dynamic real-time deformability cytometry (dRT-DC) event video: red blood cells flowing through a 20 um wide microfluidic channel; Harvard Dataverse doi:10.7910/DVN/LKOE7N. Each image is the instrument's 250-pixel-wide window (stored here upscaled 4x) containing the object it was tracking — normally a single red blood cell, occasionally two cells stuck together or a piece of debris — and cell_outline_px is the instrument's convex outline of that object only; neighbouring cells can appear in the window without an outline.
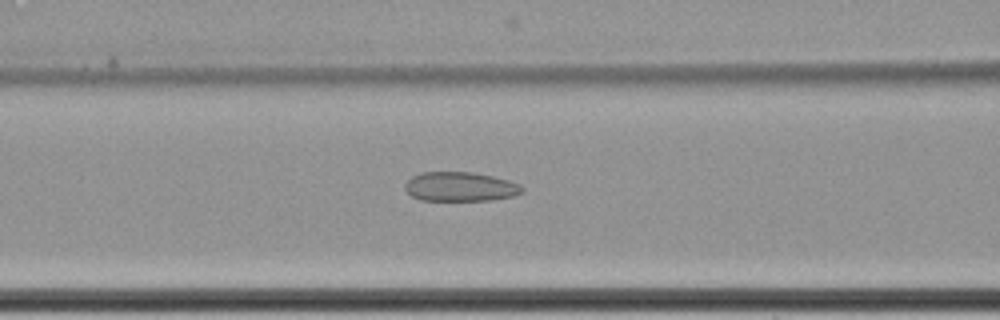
{"species": "common noctule bat (a hibernating species)", "species_latin": "Nyctalus noctula", "temperature_condition": "cold", "stored_images_in_passage": 49, "camera_frame_rate_fps": 3000, "um_per_image_px": 0.085, "animal": {"sex": "female", "body_mass_g": 22.7, "forearm_length_mm": 54.2}, "frame": {"image": 1, "passage_image": 15, "time_ms": 4.667, "image_size_px": [1000, 320], "cell_outline_px": [[524, 192], [516, 196], [492, 200], [420, 200], [412, 196], [404, 188], [404, 184], [412, 176], [420, 172], [472, 172], [492, 176], [508, 180], [520, 184], [524, 188]], "centroid_in_image_um": [39.15, 15.87], "position_along_channel_um": 127.5, "area_um2": 20.17}}
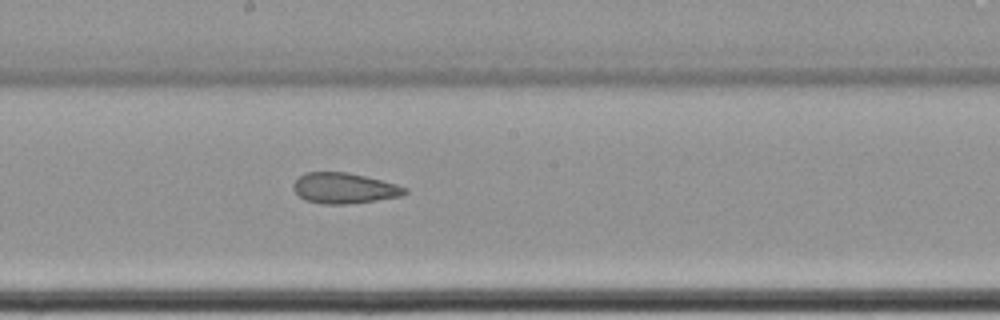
{"frame": {"image": 2, "passage_image": 23, "time_ms": 7.333, "image_size_px": [1000, 320], "cell_outline_px": [[408, 192], [404, 196], [348, 204], [324, 204], [304, 200], [292, 188], [292, 184], [304, 172], [348, 172], [396, 184], [408, 188]], "centroid_in_image_um": [29.27, 16.0], "position_along_channel_um": 218.9, "area_um2": 19.94}}
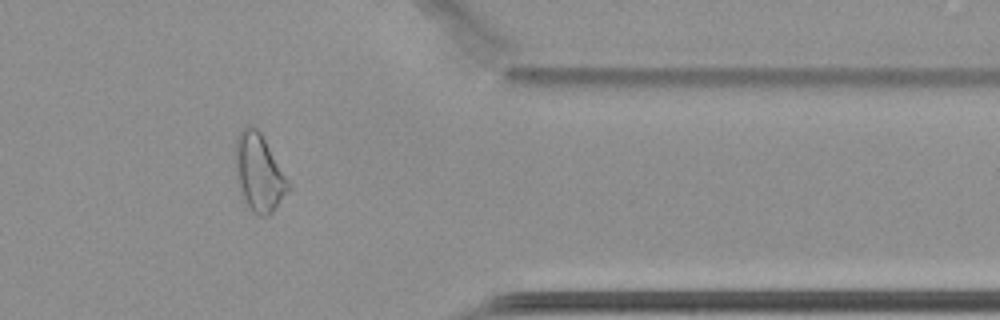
{"frame": {"image": 3, "passage_image": 39, "time_ms": 12.667, "image_size_px": [1000, 320], "cell_outline_px": [[292, 188], [272, 212], [268, 216], [260, 216], [252, 212], [244, 200], [236, 176], [236, 136], [248, 124], [252, 124], [260, 132], [292, 184]], "centroid_in_image_um": [22.05, 14.69], "position_along_channel_um": 389.3, "area_um2": 23.93}, "authors_computed_cell_mechanics": {"area_um2": 21.0392, "velocity_mm_per_s": 3.4342, "shape_relaxation_time_tau1_ms": null, "shape_relaxation_time_tau2_ms": 3.0838, "deformation_change_tau1": null, "deformation_change_tau2": 0.0865}}